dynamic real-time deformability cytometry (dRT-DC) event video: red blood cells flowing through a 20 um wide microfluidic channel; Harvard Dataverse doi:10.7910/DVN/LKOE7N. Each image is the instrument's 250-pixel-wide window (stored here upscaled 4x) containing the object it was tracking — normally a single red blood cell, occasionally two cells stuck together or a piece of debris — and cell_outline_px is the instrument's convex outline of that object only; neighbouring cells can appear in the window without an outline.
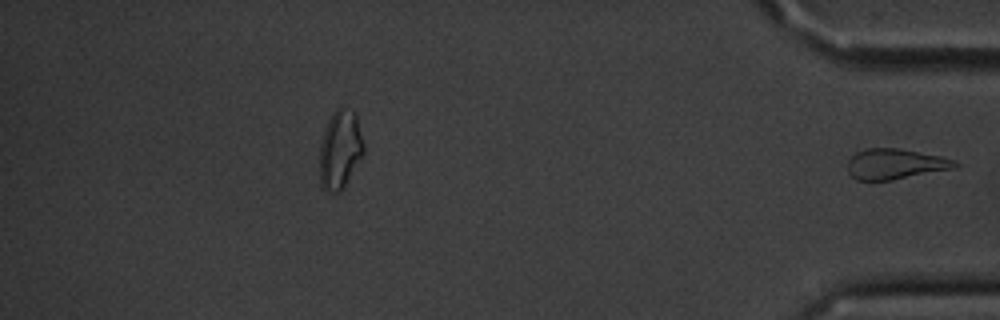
{"species": "common noctule bat (a hibernating species)", "species_latin": "Nyctalus noctula", "temperature_condition": "cold", "stored_images_in_passage": 50, "segment_of_instrument_passage": [2, 2], "camera_frame_rate_fps": 3000, "um_per_image_px": 0.085, "animal": {"sex": "male", "body_mass_g": 20.1, "forearm_length_mm": 53.5}, "frame": {"image": 1, "passage_image": 50, "time_ms": 16.333, "image_size_px": [1000, 320], "cell_outline_px": [[960, 164], [956, 168], [892, 180], [856, 180], [848, 172], [848, 160], [856, 152], [868, 148], [900, 148], [940, 156], [956, 160]], "centroid_in_image_um": [76.12, 13.94], "position_along_channel_um": 359.1, "area_um2": 19.13}}